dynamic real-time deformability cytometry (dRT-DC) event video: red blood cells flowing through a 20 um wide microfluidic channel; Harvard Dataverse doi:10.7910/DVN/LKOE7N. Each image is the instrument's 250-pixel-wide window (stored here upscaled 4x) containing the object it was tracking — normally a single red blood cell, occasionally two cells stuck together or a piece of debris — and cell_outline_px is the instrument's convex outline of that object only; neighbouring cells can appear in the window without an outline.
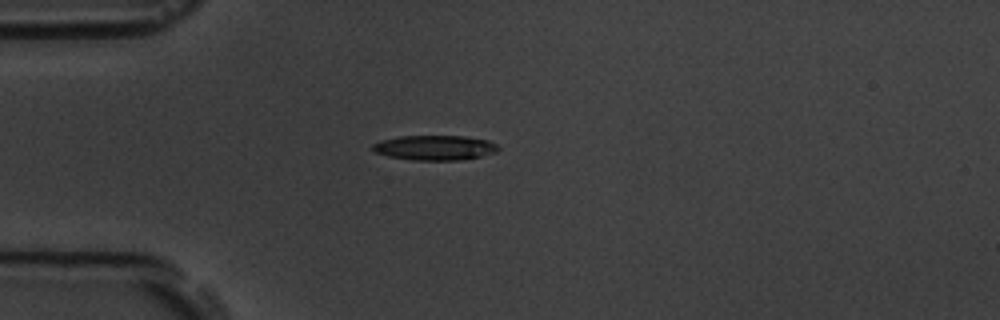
{"species": "common noctule bat (a hibernating species)", "species_latin": "Nyctalus noctula", "temperature_condition": "room temperature", "stored_images_in_passage": 6, "camera_frame_rate_fps": 3000, "um_per_image_px": 0.085, "animal": {"sex": "male", "body_mass_g": 19.5, "forearm_length_mm": 54.6}, "frame": {"image": 1, "passage_image": 1, "time_ms": 0.0, "image_size_px": [1000, 320], "cell_outline_px": [[500, 148], [496, 152], [480, 156], [460, 160], [412, 160], [388, 156], [376, 152], [372, 148], [372, 144], [380, 140], [400, 136], [464, 136], [488, 140], [496, 144]], "centroid_in_image_um": [36.95, 12.55], "position_along_channel_um": 48.0, "area_um2": 18.15}}
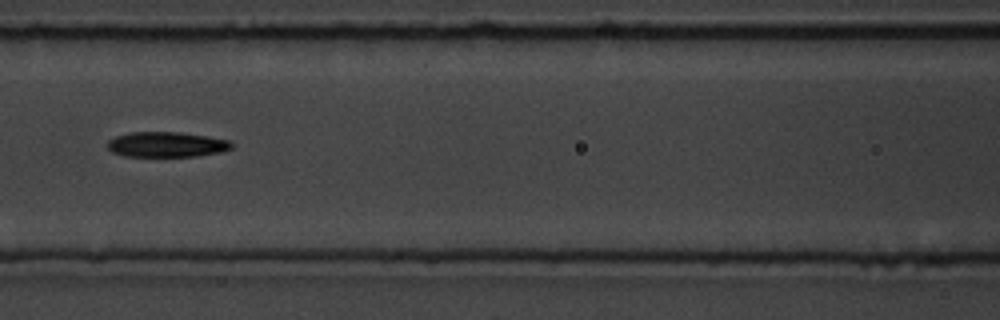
{"frame": {"image": 2, "passage_image": 4, "time_ms": 3.333, "image_size_px": [1000, 320], "cell_outline_px": [[232, 148], [224, 152], [196, 156], [124, 156], [112, 152], [108, 148], [108, 140], [116, 136], [132, 132], [180, 132], [232, 140]], "centroid_in_image_um": [14.2, 12.28], "position_along_channel_um": 152.4, "area_um2": 18.32}}
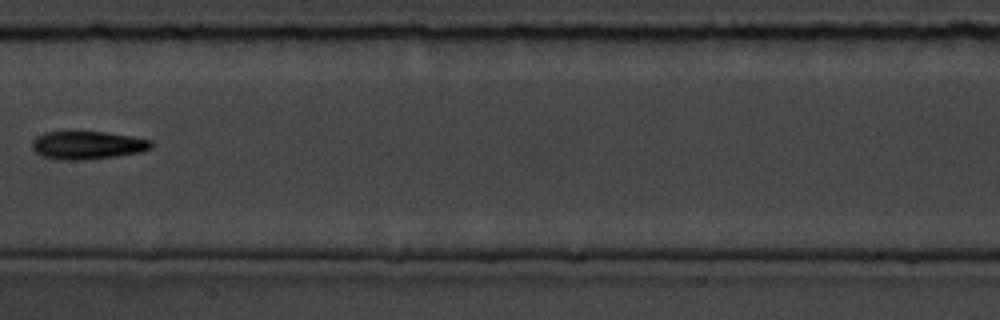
{"frame": {"image": 3, "passage_image": 5, "time_ms": 4.667, "image_size_px": [1000, 320], "cell_outline_px": [[152, 148], [140, 152], [120, 156], [84, 160], [60, 160], [44, 156], [36, 152], [32, 148], [32, 140], [36, 136], [44, 132], [64, 128], [104, 132], [152, 140]], "centroid_in_image_um": [7.37, 12.3], "position_along_channel_um": 200.0, "area_um2": 20.35}}